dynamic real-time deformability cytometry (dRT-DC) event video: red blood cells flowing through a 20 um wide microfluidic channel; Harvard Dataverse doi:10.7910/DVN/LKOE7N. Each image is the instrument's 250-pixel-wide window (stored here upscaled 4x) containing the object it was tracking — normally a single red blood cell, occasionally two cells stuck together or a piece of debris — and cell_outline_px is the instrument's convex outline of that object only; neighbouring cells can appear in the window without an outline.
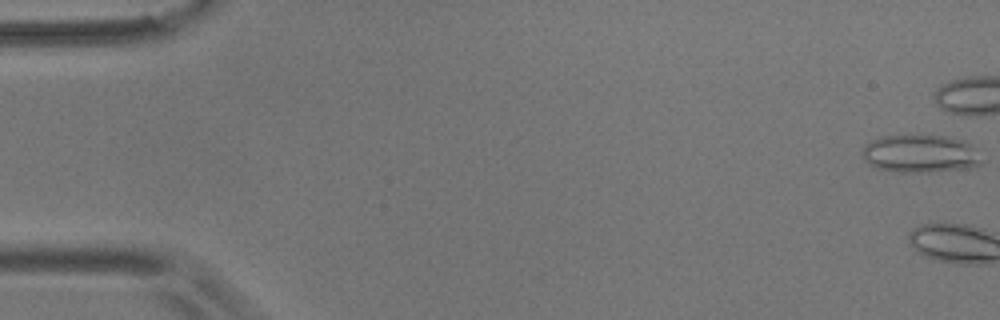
{"species": "common noctule bat (a hibernating species)", "species_latin": "Nyctalus noctula", "temperature_condition": "room temperature", "stored_images_in_passage": 4, "camera_frame_rate_fps": 3000, "um_per_image_px": 0.085, "animal": {"sex": "male", "body_mass_g": 17.9}, "frame": {"image": 1, "passage_image": 1, "time_ms": 0.0, "image_size_px": [1000, 320], "cell_outline_px": [[984, 164], [972, 168], [928, 172], [896, 172], [876, 168], [868, 164], [864, 160], [860, 152], [864, 144], [872, 140], [884, 136], [948, 136], [964, 140], [972, 148]], "centroid_in_image_um": [78.18, 13.09], "position_along_channel_um": 6.8, "area_um2": 26.41}}